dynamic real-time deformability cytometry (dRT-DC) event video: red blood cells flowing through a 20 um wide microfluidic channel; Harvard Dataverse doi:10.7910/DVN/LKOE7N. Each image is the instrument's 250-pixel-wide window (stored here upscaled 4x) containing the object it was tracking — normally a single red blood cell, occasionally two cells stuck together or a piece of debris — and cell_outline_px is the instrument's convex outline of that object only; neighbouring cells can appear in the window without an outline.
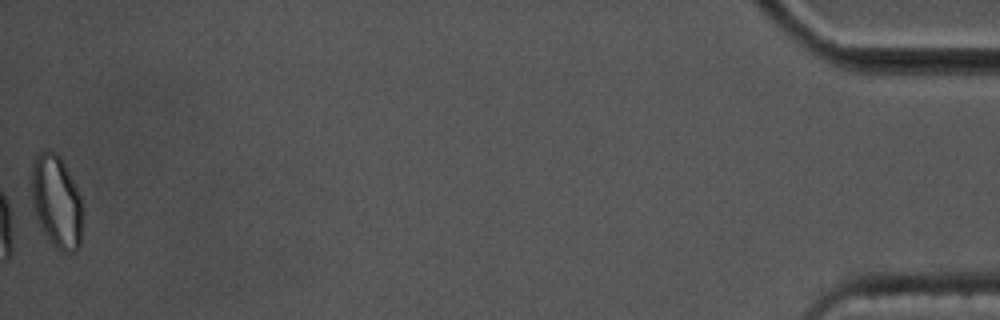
{"species": "common noctule bat (a hibernating species)", "species_latin": "Nyctalus noctula", "temperature_condition": "cold", "stored_images_in_passage": 41, "camera_frame_rate_fps": 3000, "um_per_image_px": 0.085, "animal": {"sex": "male", "body_mass_g": 17.5, "forearm_length_mm": 52.3}, "frame": {"image": 1, "passage_image": 41, "time_ms": 13.333, "image_size_px": [1000, 320], "cell_outline_px": [[80, 248], [76, 252], [64, 252], [56, 248], [52, 244], [40, 228], [32, 204], [28, 188], [32, 160], [36, 152], [40, 148], [48, 148], [56, 152], [60, 156], [80, 192]], "centroid_in_image_um": [4.72, 17.03], "position_along_channel_um": 430.5, "area_um2": 28.55}, "authors_computed_cell_mechanics": {"area_um2": 18.207, "velocity_mm_per_s": 3.487, "shape_relaxation_time_tau1_ms": null, "shape_relaxation_time_tau2_ms": 2.3642, "deformation_change_tau1": null, "deformation_change_tau2": 0.0754}}